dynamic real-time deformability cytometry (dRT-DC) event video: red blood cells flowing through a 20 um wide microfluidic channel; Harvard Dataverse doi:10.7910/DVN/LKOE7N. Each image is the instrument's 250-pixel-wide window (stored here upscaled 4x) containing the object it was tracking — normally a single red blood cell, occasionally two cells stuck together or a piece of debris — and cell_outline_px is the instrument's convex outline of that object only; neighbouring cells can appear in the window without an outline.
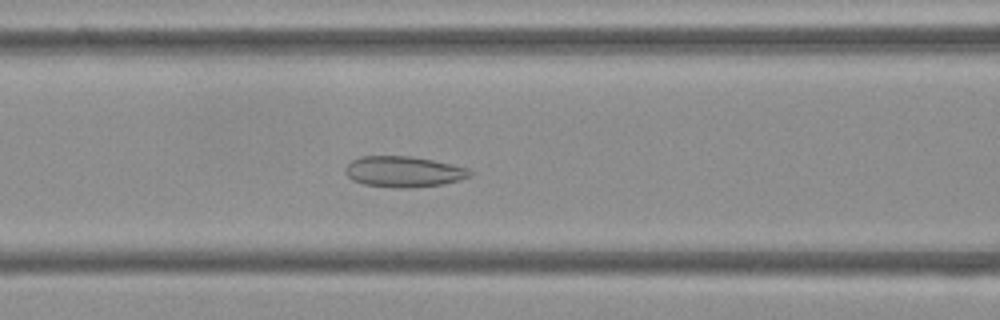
{"species": "Egyptian fruit bat (a non-hibernating species)", "species_latin": "Rousettus aegyptiacus", "temperature_condition": "cold", "stored_images_in_passage": 53, "camera_frame_rate_fps": 3000, "um_per_image_px": 0.085, "frame": {"image": 1, "passage_image": 21, "time_ms": 6.667, "image_size_px": [1000, 320], "cell_outline_px": [[472, 176], [460, 180], [440, 184], [412, 188], [400, 188], [364, 184], [352, 180], [348, 176], [344, 168], [352, 160], [360, 156], [408, 156], [432, 160], [452, 164], [468, 168], [472, 172]], "centroid_in_image_um": [34.31, 14.59], "position_along_channel_um": 132.3, "area_um2": 22.31}}
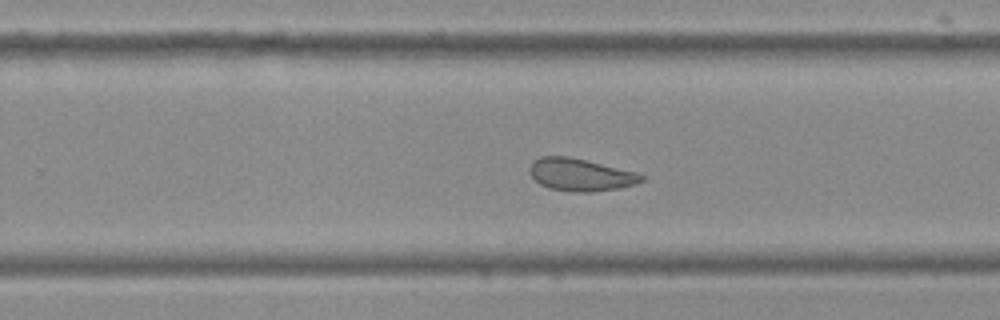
{"frame": {"image": 2, "passage_image": 33, "time_ms": 10.667, "image_size_px": [1000, 320], "cell_outline_px": [[644, 180], [636, 184], [620, 188], [592, 192], [572, 192], [548, 188], [540, 184], [528, 172], [528, 168], [532, 160], [540, 156], [568, 156], [636, 172], [644, 176]], "centroid_in_image_um": [49.3, 14.85], "position_along_channel_um": 280.5, "area_um2": 21.27}}
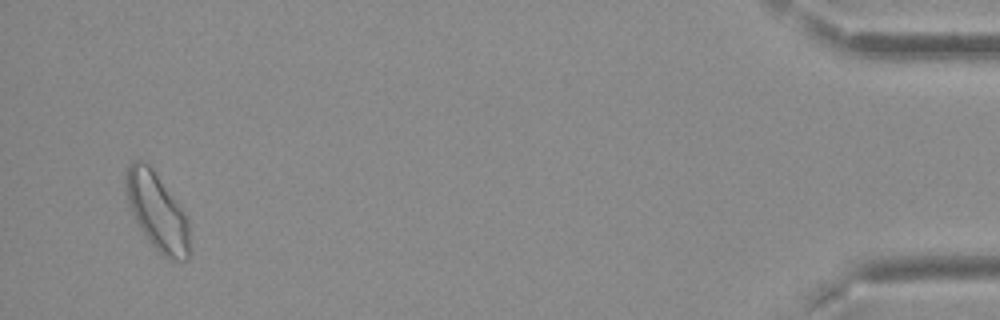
{"frame": {"image": 3, "passage_image": 51, "time_ms": 16.667, "image_size_px": [1000, 320], "cell_outline_px": [[188, 260], [172, 260], [164, 256], [148, 240], [140, 228], [128, 204], [124, 192], [124, 176], [128, 164], [132, 160], [140, 160], [148, 164], [152, 168], [184, 212], [188, 220]], "centroid_in_image_um": [13.3, 17.94], "position_along_channel_um": 421.9, "area_um2": 28.44}, "authors_computed_cell_mechanics": {"area_um2": 23.409, "velocity_mm_per_s": 3.7117, "shape_relaxation_time_tau1_ms": null, "shape_relaxation_time_tau2_ms": 2.3272, "deformation_change_tau1": null, "deformation_change_tau2": 0.0729}}